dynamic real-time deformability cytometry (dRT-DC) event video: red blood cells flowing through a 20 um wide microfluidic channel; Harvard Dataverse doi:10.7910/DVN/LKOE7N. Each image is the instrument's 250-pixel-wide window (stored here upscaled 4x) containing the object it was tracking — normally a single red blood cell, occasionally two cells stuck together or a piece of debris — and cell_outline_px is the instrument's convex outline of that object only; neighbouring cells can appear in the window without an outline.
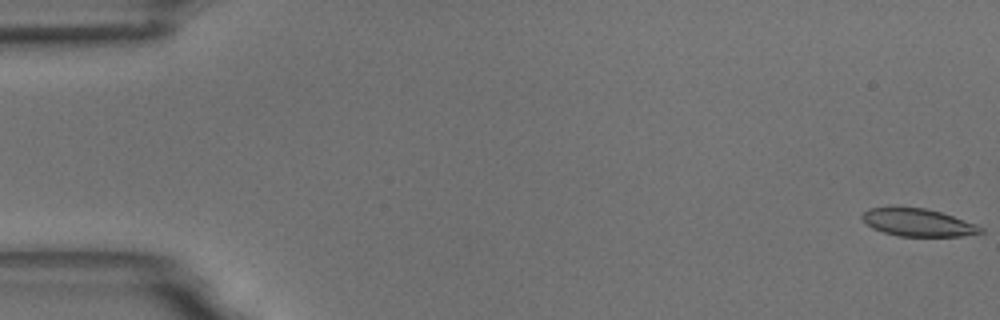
{"species": "common noctule bat (a hibernating species)", "species_latin": "Nyctalus noctula", "temperature_condition": "room temperature", "stored_images_in_passage": 56, "camera_frame_rate_fps": 3000, "um_per_image_px": 0.085, "animal": {"sex": "male", "body_mass_g": 18.8}, "frame": {"image": 1, "passage_image": 1, "time_ms": 0.0, "image_size_px": [1000, 320], "cell_outline_px": [[984, 232], [960, 236], [900, 236], [884, 232], [872, 228], [860, 216], [868, 208], [924, 208], [940, 212], [976, 224], [984, 228]], "centroid_in_image_um": [78.04, 18.92], "position_along_channel_um": 7.0, "area_um2": 18.67}}
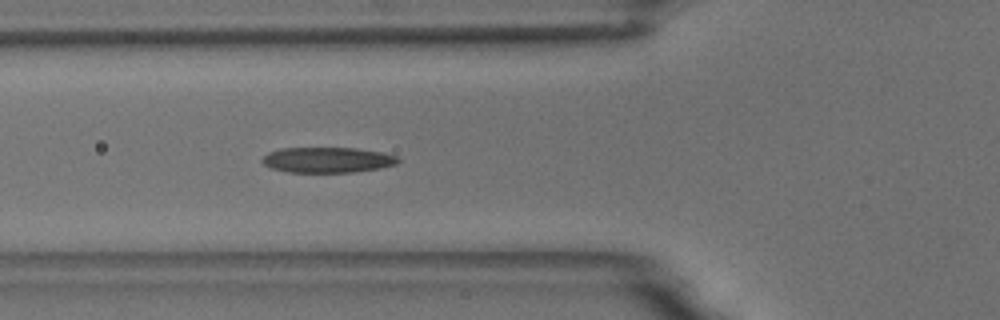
{"frame": {"image": 2, "passage_image": 21, "time_ms": 6.667, "image_size_px": [1000, 320], "cell_outline_px": [[400, 160], [396, 164], [380, 168], [352, 172], [288, 172], [272, 168], [264, 164], [260, 160], [268, 152], [280, 148], [356, 148], [384, 152], [396, 156]], "centroid_in_image_um": [27.83, 13.58], "position_along_channel_um": 98.0, "area_um2": 20.17}}
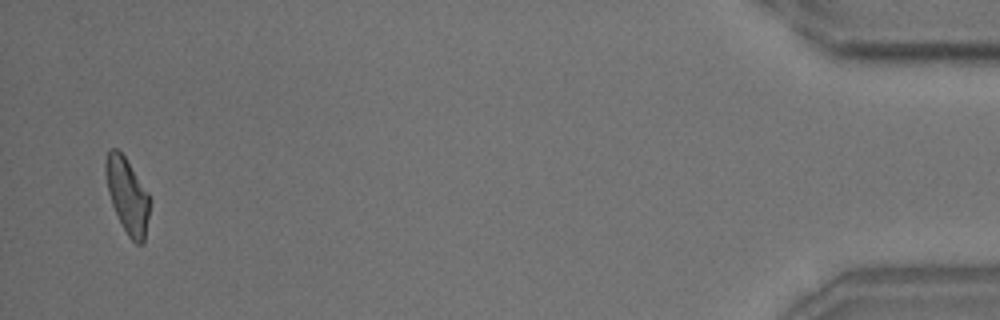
{"frame": {"image": 3, "passage_image": 55, "time_ms": 18.0, "image_size_px": [1000, 320], "cell_outline_px": [[152, 200], [144, 244], [136, 244], [128, 236], [112, 204], [108, 192], [104, 172], [104, 164], [108, 148], [116, 148], [124, 156], [148, 192]], "centroid_in_image_um": [10.84, 16.62], "position_along_channel_um": 424.4, "area_um2": 19.54}, "authors_computed_cell_mechanics": {"area_um2": 20.3456, "velocity_mm_per_s": 3.6168, "shape_relaxation_time_tau1_ms": 5.9379, "shape_relaxation_time_tau2_ms": 3.6607, "deformation_change_tau1": 0.1528, "deformation_change_tau2": 0.1282}}